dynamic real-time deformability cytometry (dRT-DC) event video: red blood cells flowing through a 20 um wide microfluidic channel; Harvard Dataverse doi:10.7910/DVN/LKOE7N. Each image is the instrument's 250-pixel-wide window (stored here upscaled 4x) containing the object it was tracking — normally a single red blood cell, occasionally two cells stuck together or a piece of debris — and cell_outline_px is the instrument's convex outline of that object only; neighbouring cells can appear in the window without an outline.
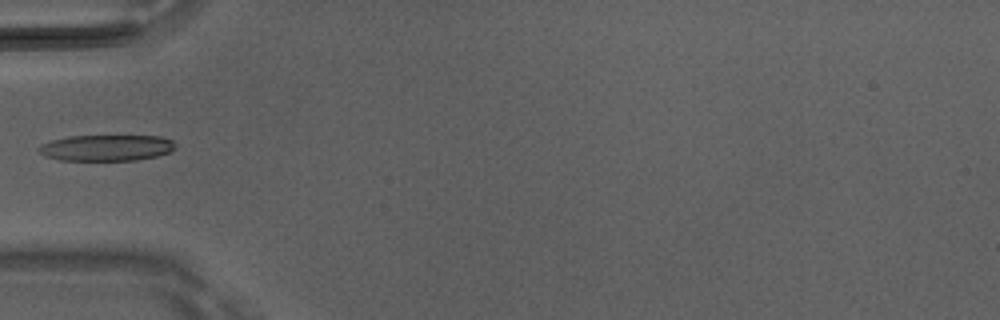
{"species": "Egyptian fruit bat (a non-hibernating species)", "species_latin": "Rousettus aegyptiacus", "temperature_condition": "room temperature", "stored_images_in_passage": 5, "camera_frame_rate_fps": 3000, "um_per_image_px": 0.085, "animal": {"sex": "male"}, "frame": {"image": 1, "passage_image": 5, "time_ms": 1.333, "image_size_px": [1000, 320], "cell_outline_px": [[176, 148], [172, 152], [156, 156], [136, 160], [60, 160], [44, 156], [36, 148], [40, 144], [52, 140], [72, 136], [160, 136], [172, 140], [176, 144]], "centroid_in_image_um": [9.06, 12.56], "position_along_channel_um": 75.9, "area_um2": 20.87}}